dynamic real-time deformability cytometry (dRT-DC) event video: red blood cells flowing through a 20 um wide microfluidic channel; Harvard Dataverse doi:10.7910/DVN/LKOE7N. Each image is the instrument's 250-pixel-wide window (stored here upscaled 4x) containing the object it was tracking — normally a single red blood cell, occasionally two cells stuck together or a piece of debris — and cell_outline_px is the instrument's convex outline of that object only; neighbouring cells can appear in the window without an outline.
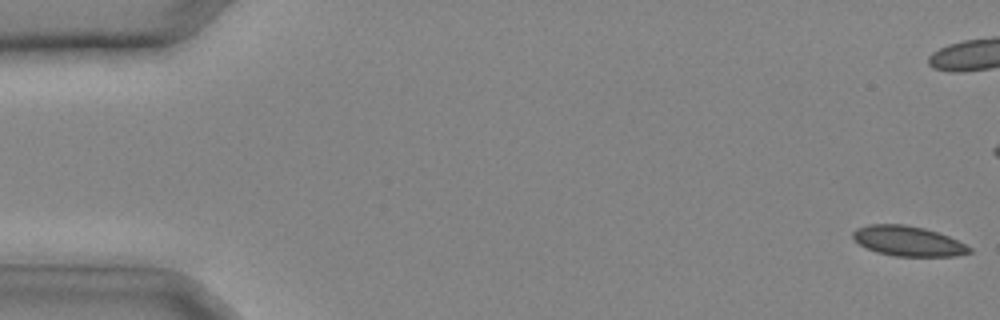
{"species": "common noctule bat (a hibernating species)", "species_latin": "Nyctalus noctula", "temperature_condition": "cold", "stored_images_in_passage": 27, "camera_frame_rate_fps": 3000, "um_per_image_px": 0.085, "animal": {"sex": "male", "body_mass_g": 20.4}, "frame": {"image": 1, "passage_image": 1, "time_ms": 0.0, "image_size_px": [1000, 320], "cell_outline_px": [[972, 252], [956, 256], [896, 256], [876, 252], [860, 244], [852, 236], [852, 232], [856, 228], [868, 224], [904, 224], [924, 228], [948, 236], [972, 248]], "centroid_in_image_um": [77.17, 20.49], "position_along_channel_um": 7.8, "area_um2": 20.23}}